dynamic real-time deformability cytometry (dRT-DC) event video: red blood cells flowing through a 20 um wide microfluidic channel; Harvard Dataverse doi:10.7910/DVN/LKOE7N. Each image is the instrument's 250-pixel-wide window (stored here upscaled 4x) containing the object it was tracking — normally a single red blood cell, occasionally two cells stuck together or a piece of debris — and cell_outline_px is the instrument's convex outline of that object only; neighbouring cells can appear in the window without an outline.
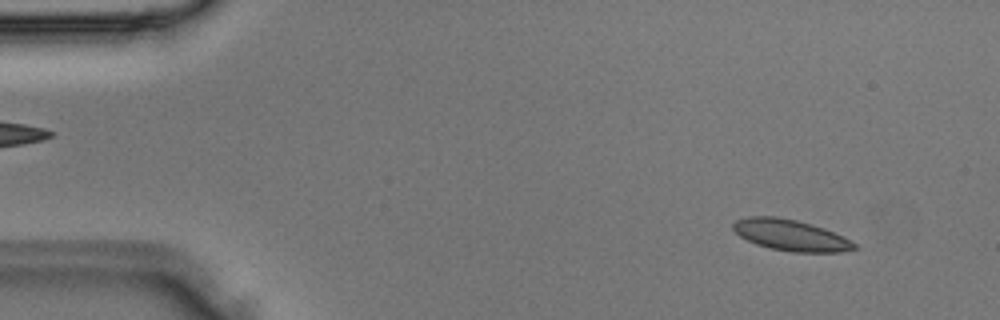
{"species": "Egyptian fruit bat (a non-hibernating species)", "species_latin": "Rousettus aegyptiacus", "temperature_condition": "room temperature", "stored_images_in_passage": 2, "camera_frame_rate_fps": 3000, "um_per_image_px": 0.085, "animal": {"sex": "male"}, "frame": {"image": 1, "passage_image": 2, "time_ms": 0.333, "image_size_px": [1000, 320], "cell_outline_px": [[860, 248], [840, 252], [792, 252], [768, 248], [756, 244], [740, 236], [732, 228], [732, 224], [736, 220], [748, 216], [776, 216], [796, 220], [812, 224], [824, 228], [856, 244]], "centroid_in_image_um": [67.18, 19.99], "position_along_channel_um": 17.8, "area_um2": 21.91}}